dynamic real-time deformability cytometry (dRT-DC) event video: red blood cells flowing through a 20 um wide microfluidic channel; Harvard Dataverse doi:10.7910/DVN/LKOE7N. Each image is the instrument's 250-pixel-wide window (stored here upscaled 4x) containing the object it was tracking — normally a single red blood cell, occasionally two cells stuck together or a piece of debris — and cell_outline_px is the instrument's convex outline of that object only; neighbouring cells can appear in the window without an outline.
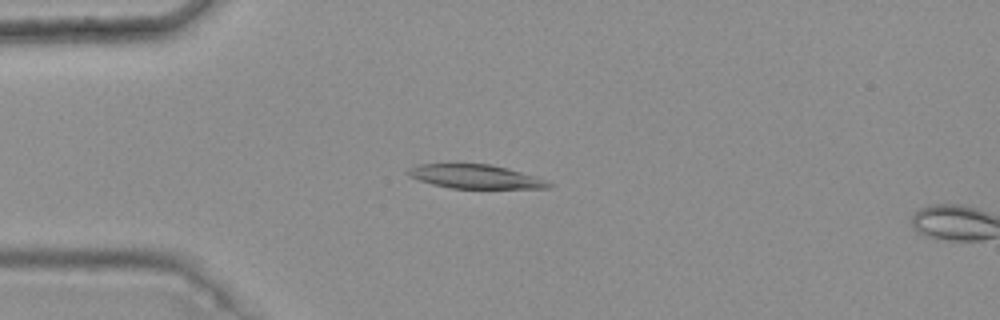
{"species": "common noctule bat (a hibernating species)", "species_latin": "Nyctalus noctula", "temperature_condition": "warm", "stored_images_in_passage": 4, "camera_frame_rate_fps": 3000, "um_per_image_px": 0.085, "animal": {"sex": "female", "body_mass_g": 25.1}, "frame": {"image": 1, "passage_image": 3, "time_ms": 0.667, "image_size_px": [1000, 320], "cell_outline_px": [[556, 184], [548, 188], [452, 188], [432, 184], [408, 176], [404, 172], [408, 168], [420, 164], [488, 164], [508, 168], [536, 176], [548, 180]], "centroid_in_image_um": [40.43, 15.01], "position_along_channel_um": 44.6, "area_um2": 19.65}}